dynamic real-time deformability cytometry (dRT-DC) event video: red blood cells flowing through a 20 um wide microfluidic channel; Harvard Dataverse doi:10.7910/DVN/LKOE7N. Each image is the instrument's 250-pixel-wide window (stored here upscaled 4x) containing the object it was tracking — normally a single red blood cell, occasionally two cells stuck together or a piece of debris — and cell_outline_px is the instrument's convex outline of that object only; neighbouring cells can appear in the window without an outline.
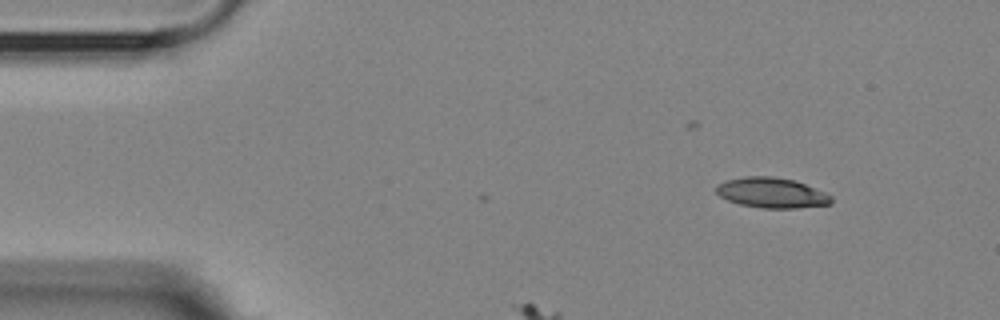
{"species": "Egyptian fruit bat (a non-hibernating species)", "species_latin": "Rousettus aegyptiacus", "temperature_condition": "room temperature", "stored_images_in_passage": 21, "camera_frame_rate_fps": 3000, "um_per_image_px": 0.085, "animal": {"sex": "female"}, "frame": {"image": 1, "passage_image": 1, "time_ms": 0.0, "image_size_px": [1000, 320], "cell_outline_px": [[832, 204], [796, 208], [764, 208], [740, 204], [728, 200], [720, 196], [716, 192], [716, 188], [724, 180], [744, 176], [772, 176], [792, 180], [804, 184], [824, 192], [832, 196]], "centroid_in_image_um": [65.59, 16.39], "position_along_channel_um": 19.4, "area_um2": 20.11}}